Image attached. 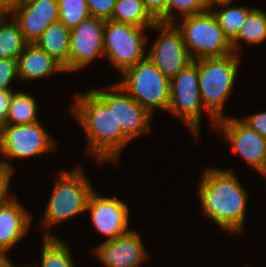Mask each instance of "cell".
<instances>
[{"mask_svg": "<svg viewBox=\"0 0 266 267\" xmlns=\"http://www.w3.org/2000/svg\"><path fill=\"white\" fill-rule=\"evenodd\" d=\"M110 87L103 89L104 91L92 89L85 94H77L71 110L87 134V152L99 164L105 161L116 162L121 150L130 142L120 125H117L113 86Z\"/></svg>", "mask_w": 266, "mask_h": 267, "instance_id": "1", "label": "cell"}, {"mask_svg": "<svg viewBox=\"0 0 266 267\" xmlns=\"http://www.w3.org/2000/svg\"><path fill=\"white\" fill-rule=\"evenodd\" d=\"M200 181L203 214L230 234L243 231L248 193L233 170L206 168Z\"/></svg>", "mask_w": 266, "mask_h": 267, "instance_id": "2", "label": "cell"}, {"mask_svg": "<svg viewBox=\"0 0 266 267\" xmlns=\"http://www.w3.org/2000/svg\"><path fill=\"white\" fill-rule=\"evenodd\" d=\"M239 54L198 59L199 90L202 103L209 118L216 121L223 118V107L236 80Z\"/></svg>", "mask_w": 266, "mask_h": 267, "instance_id": "3", "label": "cell"}, {"mask_svg": "<svg viewBox=\"0 0 266 267\" xmlns=\"http://www.w3.org/2000/svg\"><path fill=\"white\" fill-rule=\"evenodd\" d=\"M62 172L55 180V187L41 223L43 227L50 228L87 211L89 197L94 191L81 167L73 168L72 172Z\"/></svg>", "mask_w": 266, "mask_h": 267, "instance_id": "4", "label": "cell"}, {"mask_svg": "<svg viewBox=\"0 0 266 267\" xmlns=\"http://www.w3.org/2000/svg\"><path fill=\"white\" fill-rule=\"evenodd\" d=\"M174 24L181 31L185 46L193 60L234 53L231 41L224 34L212 10L183 17L182 23Z\"/></svg>", "mask_w": 266, "mask_h": 267, "instance_id": "5", "label": "cell"}, {"mask_svg": "<svg viewBox=\"0 0 266 267\" xmlns=\"http://www.w3.org/2000/svg\"><path fill=\"white\" fill-rule=\"evenodd\" d=\"M117 82L134 100L153 114L155 108L168 110L170 80L146 56L123 72Z\"/></svg>", "mask_w": 266, "mask_h": 267, "instance_id": "6", "label": "cell"}, {"mask_svg": "<svg viewBox=\"0 0 266 267\" xmlns=\"http://www.w3.org/2000/svg\"><path fill=\"white\" fill-rule=\"evenodd\" d=\"M203 108L205 109L200 96L198 59H196L170 80V101L167 112L180 117L192 134L198 137Z\"/></svg>", "mask_w": 266, "mask_h": 267, "instance_id": "7", "label": "cell"}, {"mask_svg": "<svg viewBox=\"0 0 266 267\" xmlns=\"http://www.w3.org/2000/svg\"><path fill=\"white\" fill-rule=\"evenodd\" d=\"M142 27L105 20L104 25V56L120 72L134 66L144 59L146 37Z\"/></svg>", "mask_w": 266, "mask_h": 267, "instance_id": "8", "label": "cell"}, {"mask_svg": "<svg viewBox=\"0 0 266 267\" xmlns=\"http://www.w3.org/2000/svg\"><path fill=\"white\" fill-rule=\"evenodd\" d=\"M40 121L22 125L0 126V152L3 157L25 159L55 148L53 137Z\"/></svg>", "mask_w": 266, "mask_h": 267, "instance_id": "9", "label": "cell"}, {"mask_svg": "<svg viewBox=\"0 0 266 267\" xmlns=\"http://www.w3.org/2000/svg\"><path fill=\"white\" fill-rule=\"evenodd\" d=\"M151 28L158 29L161 33L146 56L171 80L193 59L185 46L181 31L174 23L156 22Z\"/></svg>", "mask_w": 266, "mask_h": 267, "instance_id": "10", "label": "cell"}, {"mask_svg": "<svg viewBox=\"0 0 266 267\" xmlns=\"http://www.w3.org/2000/svg\"><path fill=\"white\" fill-rule=\"evenodd\" d=\"M105 19L89 16L72 28L68 72L84 68L98 56H104Z\"/></svg>", "mask_w": 266, "mask_h": 267, "instance_id": "11", "label": "cell"}, {"mask_svg": "<svg viewBox=\"0 0 266 267\" xmlns=\"http://www.w3.org/2000/svg\"><path fill=\"white\" fill-rule=\"evenodd\" d=\"M215 127L221 130L234 152L238 153L244 160L262 172L266 163V138L252 130L243 119L227 117L216 121Z\"/></svg>", "mask_w": 266, "mask_h": 267, "instance_id": "12", "label": "cell"}, {"mask_svg": "<svg viewBox=\"0 0 266 267\" xmlns=\"http://www.w3.org/2000/svg\"><path fill=\"white\" fill-rule=\"evenodd\" d=\"M86 210L91 212V221L95 229L106 240L115 239L130 231L128 228L129 208L117 198H108L93 191L89 197Z\"/></svg>", "mask_w": 266, "mask_h": 267, "instance_id": "13", "label": "cell"}, {"mask_svg": "<svg viewBox=\"0 0 266 267\" xmlns=\"http://www.w3.org/2000/svg\"><path fill=\"white\" fill-rule=\"evenodd\" d=\"M19 24L24 39L35 43L50 24L59 19L58 0H30L21 2L11 12Z\"/></svg>", "mask_w": 266, "mask_h": 267, "instance_id": "14", "label": "cell"}, {"mask_svg": "<svg viewBox=\"0 0 266 267\" xmlns=\"http://www.w3.org/2000/svg\"><path fill=\"white\" fill-rule=\"evenodd\" d=\"M143 245L139 233L130 230L115 239L105 240L94 251L106 267H138L147 257Z\"/></svg>", "mask_w": 266, "mask_h": 267, "instance_id": "15", "label": "cell"}, {"mask_svg": "<svg viewBox=\"0 0 266 267\" xmlns=\"http://www.w3.org/2000/svg\"><path fill=\"white\" fill-rule=\"evenodd\" d=\"M114 114L117 125L131 141L138 136L149 133L151 117L146 108L134 100L119 84L113 85Z\"/></svg>", "mask_w": 266, "mask_h": 267, "instance_id": "16", "label": "cell"}, {"mask_svg": "<svg viewBox=\"0 0 266 267\" xmlns=\"http://www.w3.org/2000/svg\"><path fill=\"white\" fill-rule=\"evenodd\" d=\"M32 215L14 197L0 204V253L6 252L26 234Z\"/></svg>", "mask_w": 266, "mask_h": 267, "instance_id": "17", "label": "cell"}, {"mask_svg": "<svg viewBox=\"0 0 266 267\" xmlns=\"http://www.w3.org/2000/svg\"><path fill=\"white\" fill-rule=\"evenodd\" d=\"M18 77L23 80L42 79L64 67L34 43H28L17 59Z\"/></svg>", "mask_w": 266, "mask_h": 267, "instance_id": "18", "label": "cell"}, {"mask_svg": "<svg viewBox=\"0 0 266 267\" xmlns=\"http://www.w3.org/2000/svg\"><path fill=\"white\" fill-rule=\"evenodd\" d=\"M71 31L60 21L50 24L34 43L59 62L68 72Z\"/></svg>", "mask_w": 266, "mask_h": 267, "instance_id": "19", "label": "cell"}, {"mask_svg": "<svg viewBox=\"0 0 266 267\" xmlns=\"http://www.w3.org/2000/svg\"><path fill=\"white\" fill-rule=\"evenodd\" d=\"M110 20L145 29L157 22L145 8L143 0H116Z\"/></svg>", "mask_w": 266, "mask_h": 267, "instance_id": "20", "label": "cell"}, {"mask_svg": "<svg viewBox=\"0 0 266 267\" xmlns=\"http://www.w3.org/2000/svg\"><path fill=\"white\" fill-rule=\"evenodd\" d=\"M266 39V13L260 9H255L248 14L245 22L237 35L231 40V47L235 54H238V48L241 41L248 45L260 44ZM240 42V43H239Z\"/></svg>", "mask_w": 266, "mask_h": 267, "instance_id": "21", "label": "cell"}, {"mask_svg": "<svg viewBox=\"0 0 266 267\" xmlns=\"http://www.w3.org/2000/svg\"><path fill=\"white\" fill-rule=\"evenodd\" d=\"M6 18L0 21V59H18L28 42L15 19Z\"/></svg>", "mask_w": 266, "mask_h": 267, "instance_id": "22", "label": "cell"}, {"mask_svg": "<svg viewBox=\"0 0 266 267\" xmlns=\"http://www.w3.org/2000/svg\"><path fill=\"white\" fill-rule=\"evenodd\" d=\"M41 267H74L73 258L65 242L47 231L42 246Z\"/></svg>", "mask_w": 266, "mask_h": 267, "instance_id": "23", "label": "cell"}, {"mask_svg": "<svg viewBox=\"0 0 266 267\" xmlns=\"http://www.w3.org/2000/svg\"><path fill=\"white\" fill-rule=\"evenodd\" d=\"M34 98L24 92L14 93L5 125L31 124L37 119V107Z\"/></svg>", "mask_w": 266, "mask_h": 267, "instance_id": "24", "label": "cell"}, {"mask_svg": "<svg viewBox=\"0 0 266 267\" xmlns=\"http://www.w3.org/2000/svg\"><path fill=\"white\" fill-rule=\"evenodd\" d=\"M223 6L221 11L217 12L212 10L216 16L221 29L224 34L231 41L239 32L241 25L245 22L248 14L253 10L248 7H230L229 4L220 5ZM227 6L226 9H224Z\"/></svg>", "mask_w": 266, "mask_h": 267, "instance_id": "25", "label": "cell"}, {"mask_svg": "<svg viewBox=\"0 0 266 267\" xmlns=\"http://www.w3.org/2000/svg\"><path fill=\"white\" fill-rule=\"evenodd\" d=\"M59 19L70 30L90 15L86 0H58Z\"/></svg>", "mask_w": 266, "mask_h": 267, "instance_id": "26", "label": "cell"}, {"mask_svg": "<svg viewBox=\"0 0 266 267\" xmlns=\"http://www.w3.org/2000/svg\"><path fill=\"white\" fill-rule=\"evenodd\" d=\"M183 17L202 13L207 10L204 0H168L166 7V23H176L173 11Z\"/></svg>", "mask_w": 266, "mask_h": 267, "instance_id": "27", "label": "cell"}, {"mask_svg": "<svg viewBox=\"0 0 266 267\" xmlns=\"http://www.w3.org/2000/svg\"><path fill=\"white\" fill-rule=\"evenodd\" d=\"M18 78L17 59H0V90L11 89L9 84Z\"/></svg>", "mask_w": 266, "mask_h": 267, "instance_id": "28", "label": "cell"}, {"mask_svg": "<svg viewBox=\"0 0 266 267\" xmlns=\"http://www.w3.org/2000/svg\"><path fill=\"white\" fill-rule=\"evenodd\" d=\"M91 16L110 19L116 0H86Z\"/></svg>", "mask_w": 266, "mask_h": 267, "instance_id": "29", "label": "cell"}, {"mask_svg": "<svg viewBox=\"0 0 266 267\" xmlns=\"http://www.w3.org/2000/svg\"><path fill=\"white\" fill-rule=\"evenodd\" d=\"M168 0H143L149 14L157 21L166 23V7Z\"/></svg>", "mask_w": 266, "mask_h": 267, "instance_id": "30", "label": "cell"}, {"mask_svg": "<svg viewBox=\"0 0 266 267\" xmlns=\"http://www.w3.org/2000/svg\"><path fill=\"white\" fill-rule=\"evenodd\" d=\"M248 126L259 135L266 138V112L251 114L243 120Z\"/></svg>", "mask_w": 266, "mask_h": 267, "instance_id": "31", "label": "cell"}, {"mask_svg": "<svg viewBox=\"0 0 266 267\" xmlns=\"http://www.w3.org/2000/svg\"><path fill=\"white\" fill-rule=\"evenodd\" d=\"M14 92L12 89L0 90V126L6 124L9 107L11 104Z\"/></svg>", "mask_w": 266, "mask_h": 267, "instance_id": "32", "label": "cell"}, {"mask_svg": "<svg viewBox=\"0 0 266 267\" xmlns=\"http://www.w3.org/2000/svg\"><path fill=\"white\" fill-rule=\"evenodd\" d=\"M12 172H0V204L6 202L10 196L8 193Z\"/></svg>", "mask_w": 266, "mask_h": 267, "instance_id": "33", "label": "cell"}, {"mask_svg": "<svg viewBox=\"0 0 266 267\" xmlns=\"http://www.w3.org/2000/svg\"><path fill=\"white\" fill-rule=\"evenodd\" d=\"M21 2L22 0H0V6L10 14Z\"/></svg>", "mask_w": 266, "mask_h": 267, "instance_id": "34", "label": "cell"}, {"mask_svg": "<svg viewBox=\"0 0 266 267\" xmlns=\"http://www.w3.org/2000/svg\"><path fill=\"white\" fill-rule=\"evenodd\" d=\"M230 2H233L232 0H204L205 6L207 10H212V6L214 5H223V4H230Z\"/></svg>", "mask_w": 266, "mask_h": 267, "instance_id": "35", "label": "cell"}, {"mask_svg": "<svg viewBox=\"0 0 266 267\" xmlns=\"http://www.w3.org/2000/svg\"><path fill=\"white\" fill-rule=\"evenodd\" d=\"M1 155V152H0ZM12 166L8 163V161H0V172H12Z\"/></svg>", "mask_w": 266, "mask_h": 267, "instance_id": "36", "label": "cell"}, {"mask_svg": "<svg viewBox=\"0 0 266 267\" xmlns=\"http://www.w3.org/2000/svg\"><path fill=\"white\" fill-rule=\"evenodd\" d=\"M9 14L2 6H0V21Z\"/></svg>", "mask_w": 266, "mask_h": 267, "instance_id": "37", "label": "cell"}, {"mask_svg": "<svg viewBox=\"0 0 266 267\" xmlns=\"http://www.w3.org/2000/svg\"><path fill=\"white\" fill-rule=\"evenodd\" d=\"M9 258H6L0 253V267L8 260Z\"/></svg>", "mask_w": 266, "mask_h": 267, "instance_id": "38", "label": "cell"}, {"mask_svg": "<svg viewBox=\"0 0 266 267\" xmlns=\"http://www.w3.org/2000/svg\"><path fill=\"white\" fill-rule=\"evenodd\" d=\"M2 267H15L11 261L8 259L3 265ZM25 267H30V266H25Z\"/></svg>", "mask_w": 266, "mask_h": 267, "instance_id": "39", "label": "cell"}, {"mask_svg": "<svg viewBox=\"0 0 266 267\" xmlns=\"http://www.w3.org/2000/svg\"><path fill=\"white\" fill-rule=\"evenodd\" d=\"M261 174H262L263 176H266V163H265V166H264V168H263Z\"/></svg>", "mask_w": 266, "mask_h": 267, "instance_id": "40", "label": "cell"}]
</instances>
